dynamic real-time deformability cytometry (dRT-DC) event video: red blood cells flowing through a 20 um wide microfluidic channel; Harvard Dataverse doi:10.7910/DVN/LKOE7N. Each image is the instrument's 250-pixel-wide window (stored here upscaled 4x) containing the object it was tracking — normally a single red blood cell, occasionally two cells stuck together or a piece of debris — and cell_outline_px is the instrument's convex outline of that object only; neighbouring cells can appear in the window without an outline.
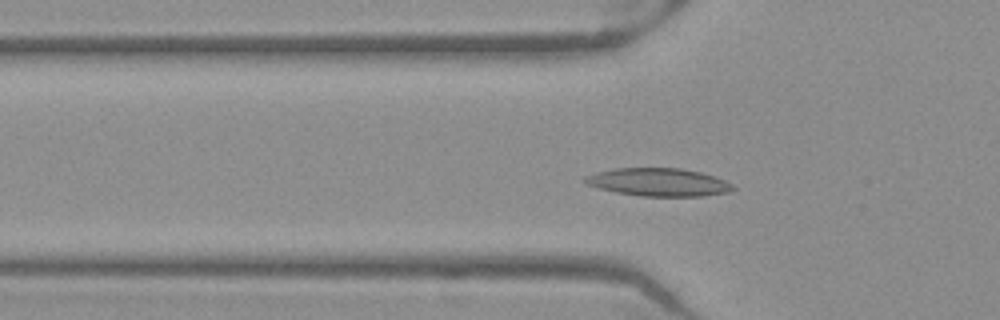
{"species": "Egyptian fruit bat (a non-hibernating species)", "species_latin": "Rousettus aegyptiacus", "temperature_condition": "warm", "stored_images_in_passage": 50, "camera_frame_rate_fps": 3000, "um_per_image_px": 0.085, "frame": {"image": 1, "passage_image": 15, "time_ms": 4.667, "image_size_px": [1000, 320], "cell_outline_px": [[736, 188], [728, 192], [704, 196], [640, 196], [616, 192], [600, 188], [588, 184], [580, 180], [584, 176], [596, 172], [616, 168], [680, 168], [700, 172], [724, 180], [732, 184]], "centroid_in_image_um": [55.95, 15.48], "position_along_channel_um": 69.9, "area_um2": 24.04}}
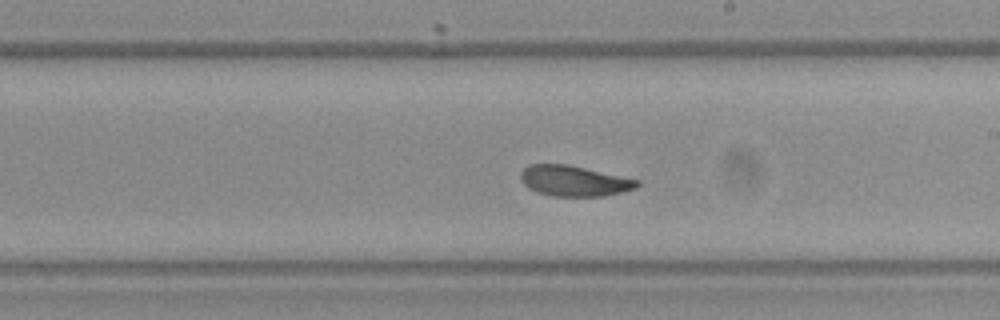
{"frame": {"image": 2, "passage_image": 28, "time_ms": 9.0, "image_size_px": [1000, 320], "cell_outline_px": [[640, 184], [636, 188], [604, 196], [552, 196], [536, 192], [528, 188], [520, 180], [520, 172], [528, 164], [568, 164], [640, 180]], "centroid_in_image_um": [48.77, 15.37], "position_along_channel_um": 240.2, "area_um2": 20.87}}
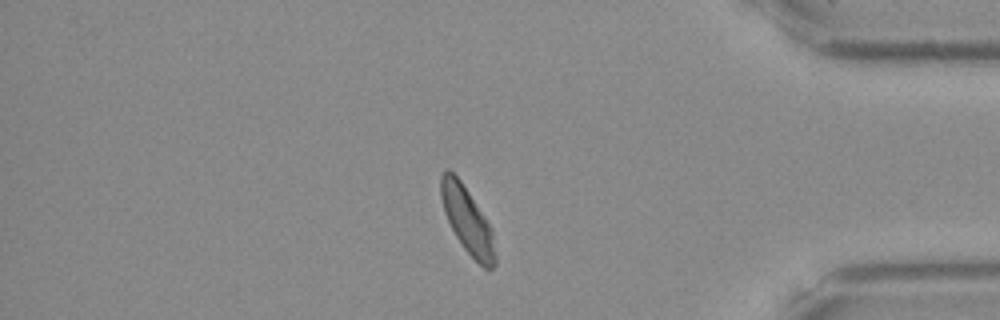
{"frame": {"image": 3, "passage_image": 42, "time_ms": 13.667, "image_size_px": [1000, 320], "cell_outline_px": [[496, 264], [492, 268], [484, 268], [464, 248], [456, 236], [444, 212], [440, 196], [440, 176], [444, 168], [448, 168], [460, 180], [492, 228], [496, 256]], "centroid_in_image_um": [39.71, 18.7], "position_along_channel_um": 395.5, "area_um2": 20.69}, "authors_computed_cell_mechanics": {"area_um2": 21.7039, "velocity_mm_per_s": 3.9263, "shape_relaxation_time_tau1_ms": 2.78, "shape_relaxation_time_tau2_ms": 3.4723, "deformation_change_tau1": 0.0997, "deformation_change_tau2": 0.0876}}